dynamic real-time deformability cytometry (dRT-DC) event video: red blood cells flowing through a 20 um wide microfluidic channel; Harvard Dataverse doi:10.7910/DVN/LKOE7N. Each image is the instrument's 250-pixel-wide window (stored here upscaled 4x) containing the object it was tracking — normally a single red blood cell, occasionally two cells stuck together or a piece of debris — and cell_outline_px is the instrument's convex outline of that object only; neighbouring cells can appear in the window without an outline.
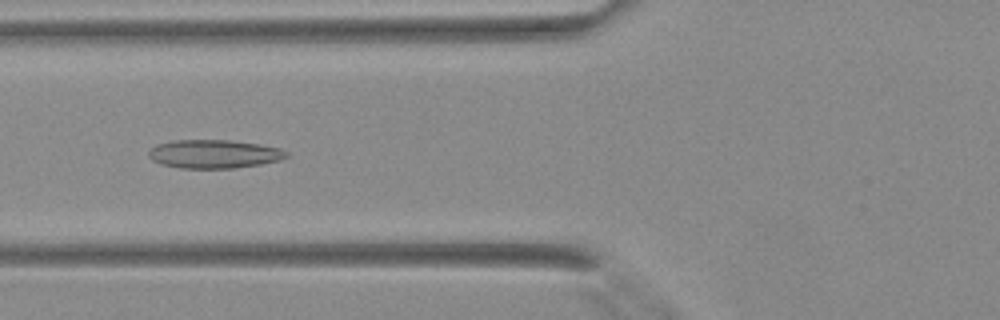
{"species": "Egyptian fruit bat (a non-hibernating species)", "species_latin": "Rousettus aegyptiacus", "temperature_condition": "warm", "stored_images_in_passage": 35, "camera_frame_rate_fps": 3000, "um_per_image_px": 0.085, "animal": {"sex": "female"}, "frame": {"image": 1, "passage_image": 10, "time_ms": 3.0, "image_size_px": [1000, 320], "cell_outline_px": [[288, 156], [280, 160], [260, 164], [232, 168], [180, 168], [160, 164], [152, 160], [148, 156], [148, 152], [156, 144], [172, 140], [232, 140], [260, 144], [280, 148], [288, 152]], "centroid_in_image_um": [18.18, 13.08], "position_along_channel_um": 107.6, "area_um2": 23.0}}
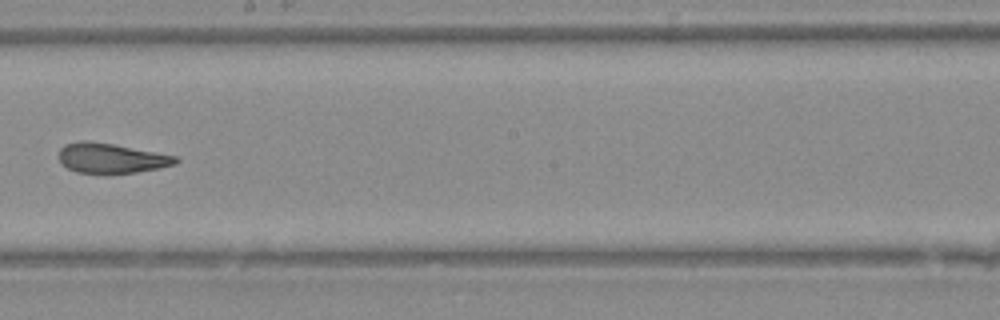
{"frame": {"image": 2, "passage_image": 18, "time_ms": 5.667, "image_size_px": [1000, 320], "cell_outline_px": [[180, 160], [176, 164], [160, 168], [136, 172], [108, 176], [104, 176], [76, 172], [68, 168], [56, 156], [60, 148], [64, 144], [80, 140], [88, 140], [112, 144], [176, 156]], "centroid_in_image_um": [9.4, 13.48], "position_along_channel_um": 238.8, "area_um2": 21.04}}
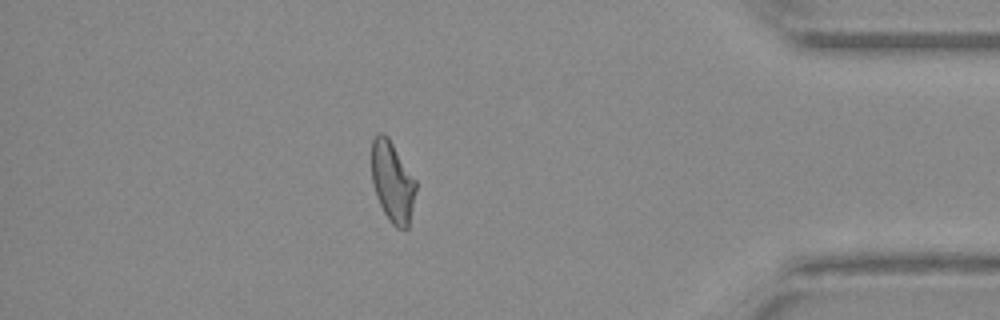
{"frame": {"image": 3, "passage_image": 30, "time_ms": 9.667, "image_size_px": [1000, 320], "cell_outline_px": [[416, 188], [408, 228], [396, 228], [388, 220], [376, 196], [372, 184], [372, 140], [380, 132], [384, 132], [388, 136], [416, 180]], "centroid_in_image_um": [33.35, 15.44], "position_along_channel_um": 401.9, "area_um2": 20.75}}